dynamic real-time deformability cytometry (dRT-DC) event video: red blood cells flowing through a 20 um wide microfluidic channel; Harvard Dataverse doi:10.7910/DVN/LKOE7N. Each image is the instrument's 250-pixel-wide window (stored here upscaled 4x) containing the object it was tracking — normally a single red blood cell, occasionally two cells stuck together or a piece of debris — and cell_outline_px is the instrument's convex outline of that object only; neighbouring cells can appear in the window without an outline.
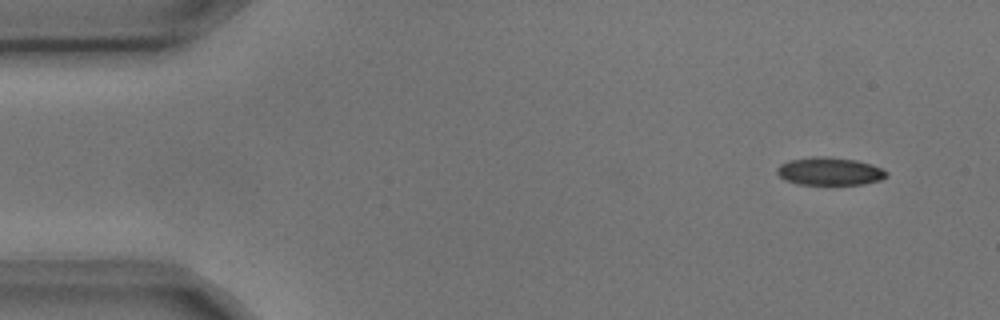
{"species": "common noctule bat (a hibernating species)", "species_latin": "Nyctalus noctula", "temperature_condition": "cold", "stored_images_in_passage": 4, "camera_frame_rate_fps": 3000, "um_per_image_px": 0.085, "animal": {"sex": "male", "body_mass_g": 17.9, "forearm_length_mm": 54.2}, "frame": {"image": 1, "passage_image": 1, "time_ms": 0.0, "image_size_px": [1000, 320], "cell_outline_px": [[888, 176], [880, 180], [864, 184], [800, 184], [784, 180], [776, 172], [776, 168], [780, 164], [788, 160], [812, 156], [832, 156], [856, 160], [872, 164], [888, 172]], "centroid_in_image_um": [70.51, 14.54], "position_along_channel_um": 14.5, "area_um2": 17.98}}
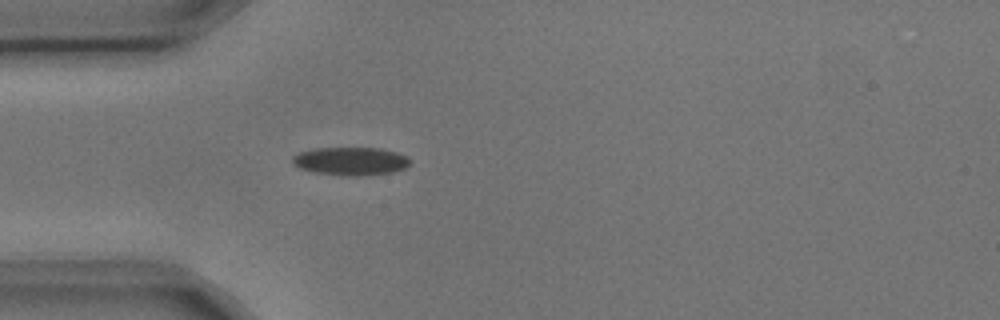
{"frame": {"image": 2, "passage_image": 4, "time_ms": 1.0, "image_size_px": [1000, 320], "cell_outline_px": [[412, 160], [404, 168], [392, 172], [356, 176], [344, 176], [316, 172], [300, 168], [292, 164], [292, 156], [300, 152], [316, 148], [380, 148], [396, 152], [408, 156]], "centroid_in_image_um": [29.81, 13.69], "position_along_channel_um": 55.2, "area_um2": 19.25}}